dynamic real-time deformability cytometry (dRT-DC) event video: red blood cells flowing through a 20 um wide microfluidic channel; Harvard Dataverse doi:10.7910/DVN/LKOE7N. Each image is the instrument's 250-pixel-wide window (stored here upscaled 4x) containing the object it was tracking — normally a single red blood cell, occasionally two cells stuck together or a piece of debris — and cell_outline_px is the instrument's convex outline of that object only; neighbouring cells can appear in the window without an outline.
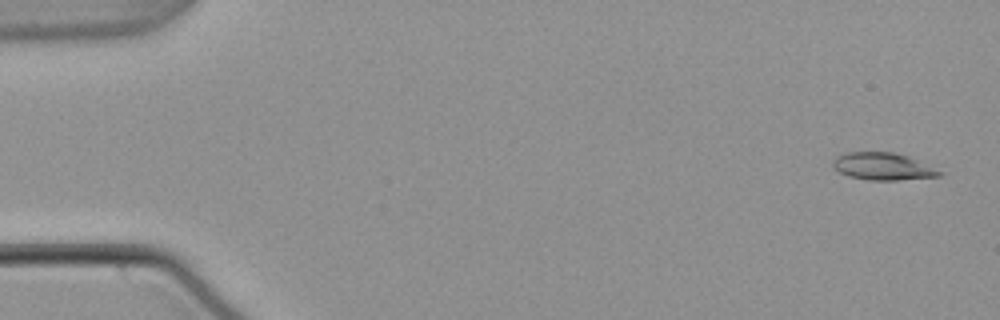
{"species": "common noctule bat (a hibernating species)", "species_latin": "Nyctalus noctula", "temperature_condition": "warm", "stored_images_in_passage": 15, "camera_frame_rate_fps": 3000, "um_per_image_px": 0.085, "animal": {"sex": "male", "body_mass_g": 21.5, "forearm_length_mm": 52.0}, "frame": {"image": 1, "passage_image": 2, "time_ms": 0.333, "image_size_px": [1000, 320], "cell_outline_px": [[944, 172], [940, 176], [896, 180], [868, 180], [848, 176], [840, 172], [832, 164], [832, 160], [836, 156], [844, 152], [892, 152], [908, 156]], "centroid_in_image_um": [75.02, 14.14], "position_along_channel_um": 10.0, "area_um2": 16.88}}
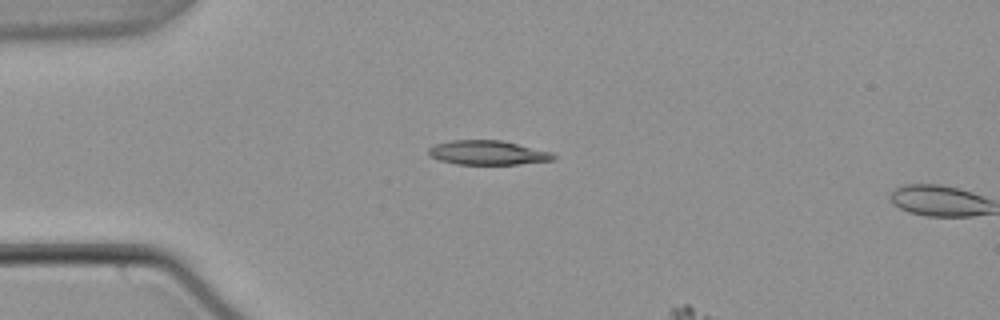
{"frame": {"image": 2, "passage_image": 14, "time_ms": 4.333, "image_size_px": [1000, 320], "cell_outline_px": [[556, 160], [516, 164], [456, 164], [440, 160], [432, 156], [428, 152], [428, 148], [436, 144], [452, 140], [500, 140], [552, 152], [556, 156]], "centroid_in_image_um": [41.48, 12.98], "position_along_channel_um": 43.5, "area_um2": 17.51}}